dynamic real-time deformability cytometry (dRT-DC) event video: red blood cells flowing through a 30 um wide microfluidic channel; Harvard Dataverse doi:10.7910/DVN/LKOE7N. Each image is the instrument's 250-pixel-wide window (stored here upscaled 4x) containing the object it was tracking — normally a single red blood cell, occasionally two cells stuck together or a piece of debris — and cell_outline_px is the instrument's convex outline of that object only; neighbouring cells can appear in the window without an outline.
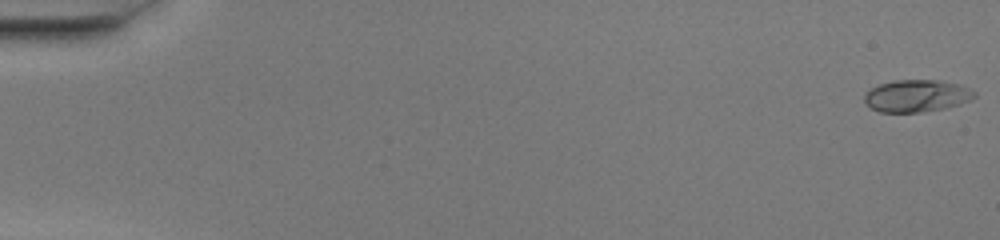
{"species": "common noctule bat (a hibernating species)", "species_latin": "Nyctalus noctula", "temperature_condition": "warm", "stored_images_in_passage": 51, "camera_frame_rate_fps": 3000, "um_per_image_px": 0.085, "animal": {"sex": "female", "body_mass_g": 20.0, "forearm_length_mm": 54.0}, "frame": {"image": 1, "passage_image": 1, "time_ms": 0.0, "image_size_px": [1000, 240], "cell_outline_px": [[976, 96], [972, 100], [960, 104], [944, 108], [920, 112], [880, 112], [872, 108], [864, 100], [864, 92], [880, 84], [892, 80], [940, 80], [960, 84], [976, 92]], "centroid_in_image_um": [77.94, 8.14], "position_along_channel_um": 7.1, "area_um2": 20.69}}
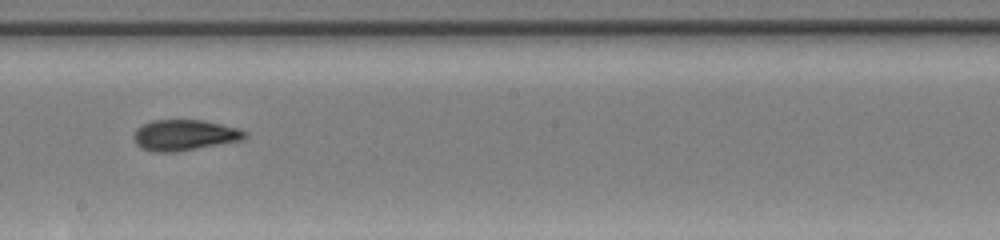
{"frame": {"image": 2, "passage_image": 30, "time_ms": 9.667, "image_size_px": [1000, 240], "cell_outline_px": [[248, 136], [244, 140], [176, 152], [152, 152], [136, 144], [132, 136], [136, 128], [152, 120], [200, 120], [240, 128], [248, 132]], "centroid_in_image_um": [15.71, 11.49], "position_along_channel_um": 232.5, "area_um2": 20.11}}
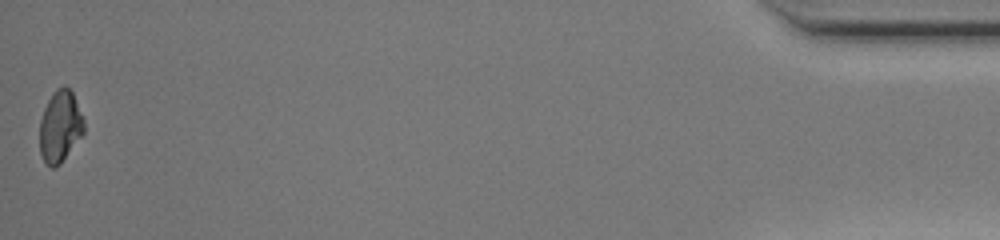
{"frame": {"image": 3, "passage_image": 51, "time_ms": 16.667, "image_size_px": [1000, 240], "cell_outline_px": [[84, 132], [60, 164], [52, 168], [44, 160], [40, 152], [40, 120], [44, 108], [48, 100], [56, 88], [64, 84], [72, 92], [84, 120]], "centroid_in_image_um": [5.1, 10.72], "position_along_channel_um": 430.1, "area_um2": 18.26}, "authors_computed_cell_mechanics": {"area_um2": 19.5942, "velocity_mm_per_s": 4.1145, "shape_relaxation_time_tau1_ms": null, "shape_relaxation_time_tau2_ms": 1.7585, "deformation_change_tau1": null, "deformation_change_tau2": 0.0594}}